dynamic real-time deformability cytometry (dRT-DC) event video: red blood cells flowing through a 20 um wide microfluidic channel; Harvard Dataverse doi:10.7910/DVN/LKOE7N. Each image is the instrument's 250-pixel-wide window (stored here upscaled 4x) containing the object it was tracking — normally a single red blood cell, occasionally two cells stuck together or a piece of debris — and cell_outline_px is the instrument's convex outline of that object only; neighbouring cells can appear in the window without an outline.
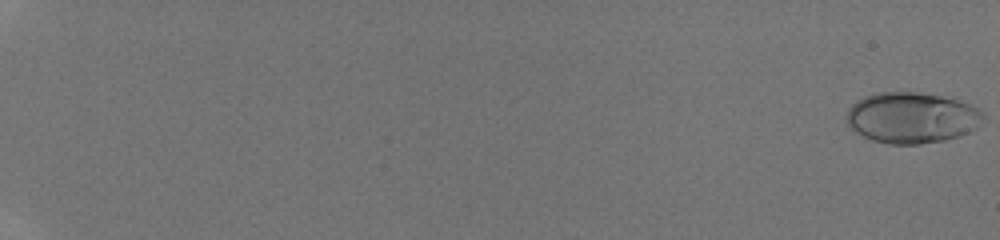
{"species": "human", "species_latin": "Homo sapiens", "temperature_condition": "room temperature", "stored_images_in_passage": 47, "camera_frame_rate_fps": 3000, "um_per_image_px": 0.085, "donor": {"sex": "male"}, "frame": {"image": 1, "passage_image": 1, "time_ms": 0.0, "image_size_px": [1000, 240], "cell_outline_px": [[984, 116], [976, 128], [960, 136], [944, 140], [920, 144], [888, 144], [872, 140], [848, 128], [844, 116], [848, 108], [856, 100], [864, 96], [876, 92], [916, 92], [940, 96], [972, 104], [984, 112]], "centroid_in_image_um": [77.45, 10.0], "position_along_channel_um": 7.5, "area_um2": 40.92}}
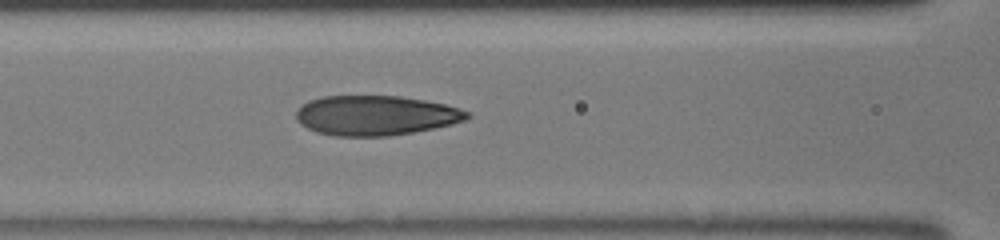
{"frame": {"image": 2, "passage_image": 25, "time_ms": 8.0, "image_size_px": [1000, 240], "cell_outline_px": [[472, 116], [468, 120], [452, 124], [412, 132], [388, 136], [336, 136], [316, 132], [300, 124], [296, 120], [296, 112], [308, 100], [324, 96], [400, 96], [424, 100], [444, 104], [460, 108], [472, 112]], "centroid_in_image_um": [31.96, 9.81], "position_along_channel_um": 134.6, "area_um2": 39.77}}
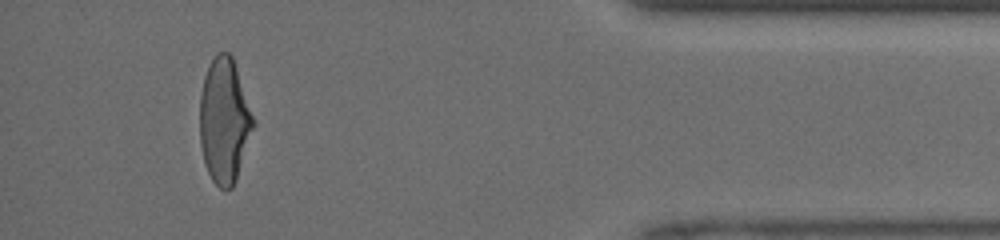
{"frame": {"image": 3, "passage_image": 45, "time_ms": 14.667, "image_size_px": [1000, 240], "cell_outline_px": [[252, 128], [236, 180], [232, 188], [220, 188], [212, 180], [204, 164], [200, 144], [200, 96], [204, 76], [216, 52], [228, 52], [232, 56], [252, 116]], "centroid_in_image_um": [19.02, 10.27], "position_along_channel_um": 416.2, "area_um2": 37.92}}